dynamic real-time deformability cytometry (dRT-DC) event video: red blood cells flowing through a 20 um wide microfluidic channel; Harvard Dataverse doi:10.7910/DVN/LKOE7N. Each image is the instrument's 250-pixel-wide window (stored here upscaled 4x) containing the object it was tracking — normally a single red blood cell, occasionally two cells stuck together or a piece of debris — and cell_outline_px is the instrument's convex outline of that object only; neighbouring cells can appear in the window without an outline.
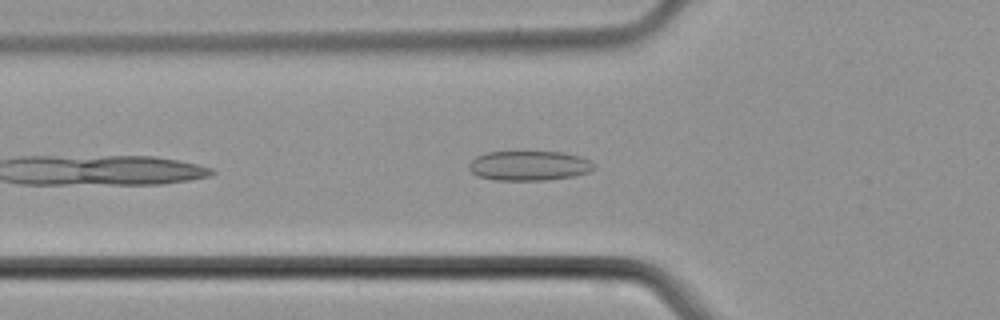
{"species": "common noctule bat (a hibernating species)", "species_latin": "Nyctalus noctula", "temperature_condition": "cold", "stored_images_in_passage": 36, "camera_frame_rate_fps": 3000, "um_per_image_px": 0.085, "animal": {"sex": "male", "body_mass_g": 21.5, "forearm_length_mm": 52.0}, "frame": {"image": 1, "passage_image": 5, "time_ms": 1.333, "image_size_px": [1000, 320], "cell_outline_px": [[596, 168], [588, 172], [572, 176], [544, 180], [496, 180], [476, 176], [468, 168], [468, 164], [476, 156], [484, 152], [564, 152], [580, 156], [596, 164]], "centroid_in_image_um": [44.96, 14.08], "position_along_channel_um": 80.8, "area_um2": 21.73}}
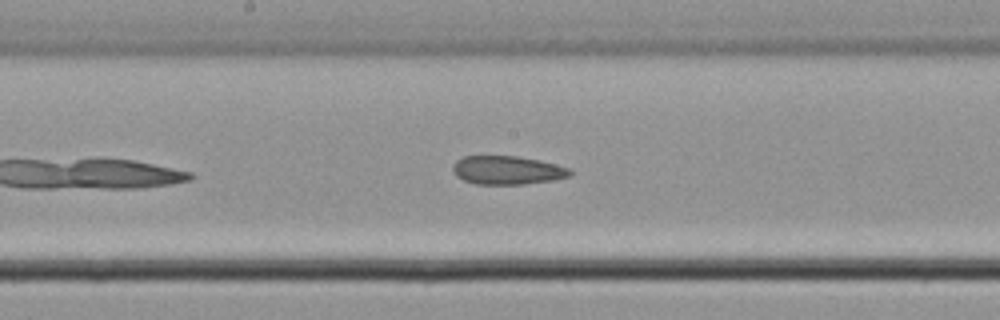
{"frame": {"image": 2, "passage_image": 14, "time_ms": 4.333, "image_size_px": [1000, 320], "cell_outline_px": [[572, 172], [568, 176], [552, 180], [524, 184], [476, 184], [464, 180], [456, 176], [452, 168], [452, 164], [456, 160], [464, 156], [516, 156], [536, 160], [568, 168]], "centroid_in_image_um": [43.04, 14.47], "position_along_channel_um": 205.2, "area_um2": 19.19}}
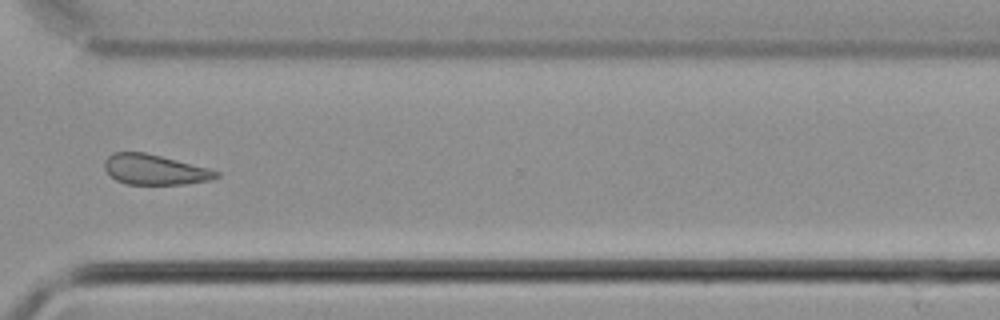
{"frame": {"image": 3, "passage_image": 25, "time_ms": 8.0, "image_size_px": [1000, 320], "cell_outline_px": [[220, 176], [212, 180], [184, 184], [124, 184], [116, 180], [104, 168], [104, 160], [112, 152], [144, 152], [208, 168], [220, 172]], "centroid_in_image_um": [13.14, 14.42], "position_along_channel_um": 357.5, "area_um2": 19.59}}